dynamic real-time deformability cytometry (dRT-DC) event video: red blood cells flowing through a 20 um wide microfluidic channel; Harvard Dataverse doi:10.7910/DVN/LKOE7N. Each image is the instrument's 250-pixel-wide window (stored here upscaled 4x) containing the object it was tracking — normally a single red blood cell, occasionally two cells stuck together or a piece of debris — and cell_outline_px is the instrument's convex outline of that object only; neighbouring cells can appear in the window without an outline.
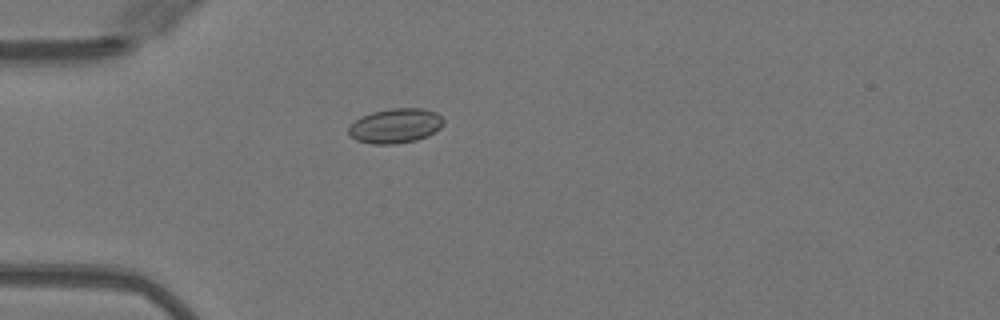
{"species": "Egyptian fruit bat (a non-hibernating species)", "species_latin": "Rousettus aegyptiacus", "temperature_condition": "warm", "stored_images_in_passage": 37, "camera_frame_rate_fps": 3000, "um_per_image_px": 0.085, "animal": {"sex": "female"}, "frame": {"image": 1, "passage_image": 1, "time_ms": 0.0, "image_size_px": [1000, 320], "cell_outline_px": [[444, 124], [436, 132], [428, 136], [416, 140], [392, 144], [372, 144], [356, 140], [348, 132], [348, 128], [360, 116], [372, 112], [392, 108], [424, 108], [436, 112], [444, 120]], "centroid_in_image_um": [33.64, 10.68], "position_along_channel_um": 51.4, "area_um2": 19.25}}
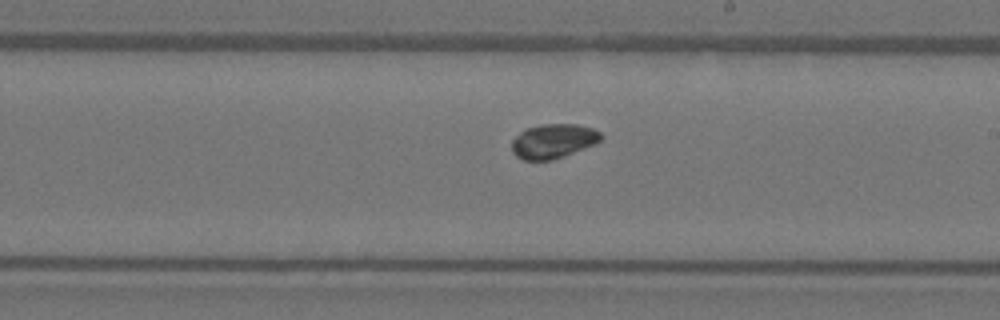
{"frame": {"image": 2, "passage_image": 16, "time_ms": 5.0, "image_size_px": [1000, 320], "cell_outline_px": [[604, 136], [596, 144], [564, 156], [552, 160], [524, 160], [516, 156], [512, 152], [512, 140], [524, 128], [540, 124], [576, 124], [592, 128], [600, 132]], "centroid_in_image_um": [47.03, 11.99], "position_along_channel_um": 242.0, "area_um2": 18.03}}
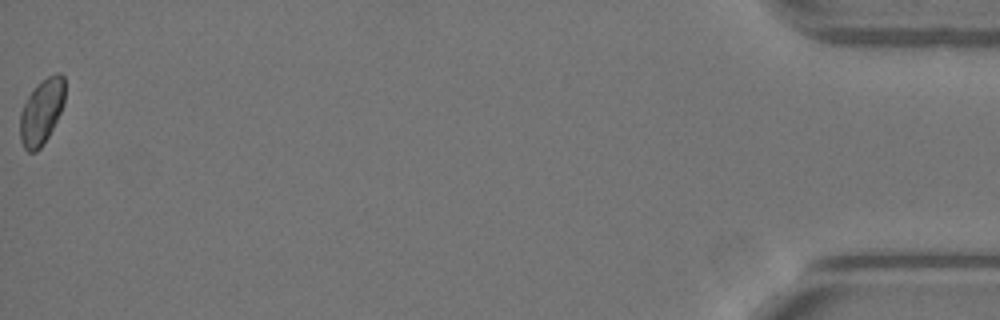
{"frame": {"image": 3, "passage_image": 37, "time_ms": 12.0, "image_size_px": [1000, 320], "cell_outline_px": [[64, 104], [48, 136], [40, 148], [36, 152], [28, 152], [24, 148], [20, 140], [20, 112], [32, 88], [36, 84], [48, 76], [56, 72], [60, 72], [64, 76]], "centroid_in_image_um": [3.52, 9.47], "position_along_channel_um": 431.7, "area_um2": 17.11}}